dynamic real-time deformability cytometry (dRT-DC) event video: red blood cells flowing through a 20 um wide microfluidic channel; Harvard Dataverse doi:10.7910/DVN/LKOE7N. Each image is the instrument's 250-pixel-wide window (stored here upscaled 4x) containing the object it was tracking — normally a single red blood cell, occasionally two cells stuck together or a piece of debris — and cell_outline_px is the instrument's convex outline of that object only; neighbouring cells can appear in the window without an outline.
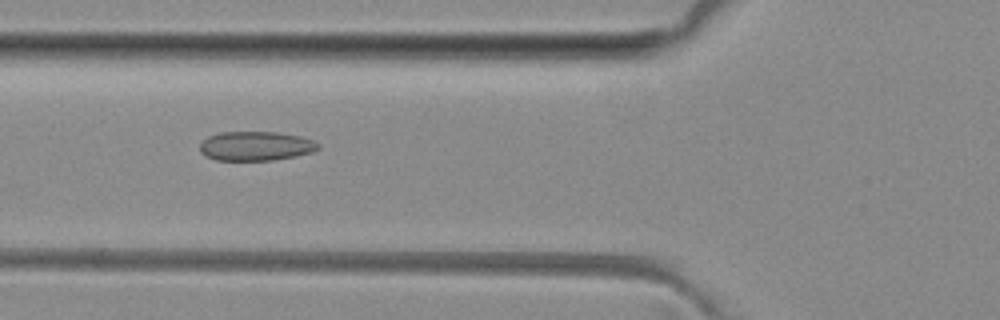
{"species": "common noctule bat (a hibernating species)", "species_latin": "Nyctalus noctula", "temperature_condition": "room temperature", "stored_images_in_passage": 8, "camera_frame_rate_fps": 3000, "um_per_image_px": 0.085, "animal": {"sex": "female", "body_mass_g": 29.2, "forearm_length_mm": 56.3}, "frame": {"image": 1, "passage_image": 6, "time_ms": 5.667, "image_size_px": [1000, 320], "cell_outline_px": [[320, 148], [312, 152], [296, 156], [272, 160], [216, 160], [204, 156], [200, 152], [200, 144], [208, 136], [220, 132], [276, 132], [300, 136], [312, 140], [320, 144]], "centroid_in_image_um": [21.73, 12.41], "position_along_channel_um": 104.1, "area_um2": 20.23}}
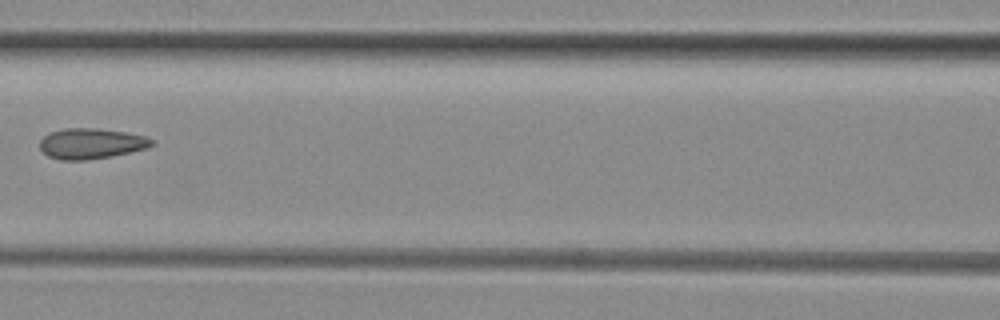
{"frame": {"image": 2, "passage_image": 7, "time_ms": 7.0, "image_size_px": [1000, 320], "cell_outline_px": [[156, 144], [144, 148], [112, 156], [88, 160], [60, 160], [48, 156], [40, 148], [40, 140], [44, 136], [52, 132], [64, 128], [92, 128], [124, 132], [144, 136], [152, 140]], "centroid_in_image_um": [7.71, 12.21], "position_along_channel_um": 158.9, "area_um2": 19.65}}
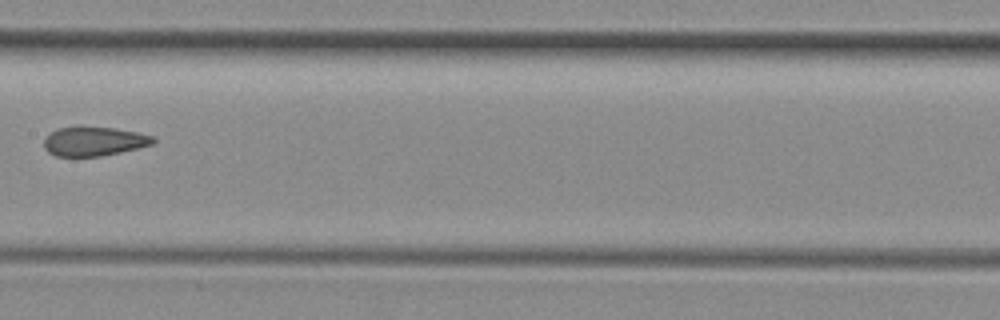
{"frame": {"image": 3, "passage_image": 8, "time_ms": 8.0, "image_size_px": [1000, 320], "cell_outline_px": [[156, 140], [152, 144], [120, 152], [100, 156], [56, 156], [48, 152], [44, 148], [44, 140], [52, 132], [60, 128], [112, 128], [136, 132], [152, 136]], "centroid_in_image_um": [7.98, 12.04], "position_along_channel_um": 199.4, "area_um2": 17.92}}